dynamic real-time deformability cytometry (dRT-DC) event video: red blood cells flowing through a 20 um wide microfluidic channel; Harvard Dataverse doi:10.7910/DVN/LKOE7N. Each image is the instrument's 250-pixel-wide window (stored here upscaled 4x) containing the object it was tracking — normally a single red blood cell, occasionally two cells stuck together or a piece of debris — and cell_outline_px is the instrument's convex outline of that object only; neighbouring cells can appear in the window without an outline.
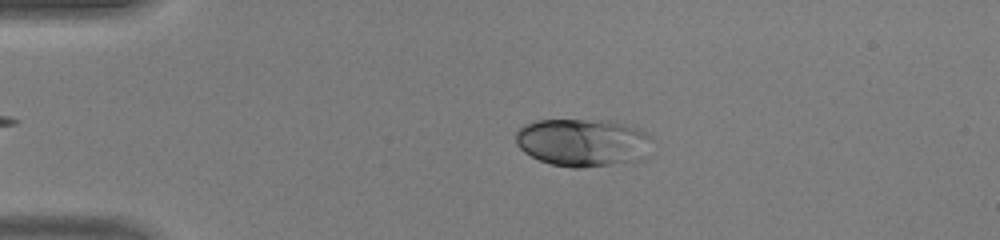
{"species": "human", "species_latin": "Homo sapiens", "temperature_condition": "warm", "stored_images_in_passage": 46, "camera_frame_rate_fps": 3000, "um_per_image_px": 0.085, "donor": {"sex": "male"}, "frame": {"image": 1, "passage_image": 10, "time_ms": 3.0, "image_size_px": [1000, 240], "cell_outline_px": [[652, 140], [644, 160], [580, 168], [572, 168], [552, 164], [540, 160], [524, 152], [516, 144], [516, 132], [524, 124], [536, 120], [608, 120], [640, 128], [648, 132], [652, 136]], "centroid_in_image_um": [49.58, 12.1], "position_along_channel_um": 35.4, "area_um2": 38.38}}
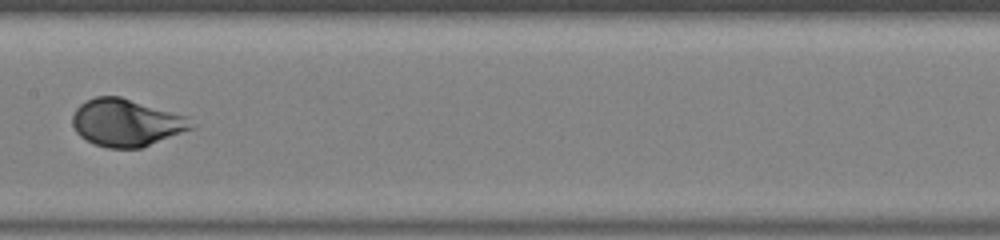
{"frame": {"image": 2, "passage_image": 24, "time_ms": 7.667, "image_size_px": [1000, 240], "cell_outline_px": [[196, 124], [192, 128], [140, 148], [108, 148], [92, 144], [80, 136], [76, 132], [72, 124], [72, 116], [76, 108], [80, 104], [96, 96], [120, 96], [184, 116]], "centroid_in_image_um": [10.67, 10.43], "position_along_channel_um": 196.7, "area_um2": 32.37}}
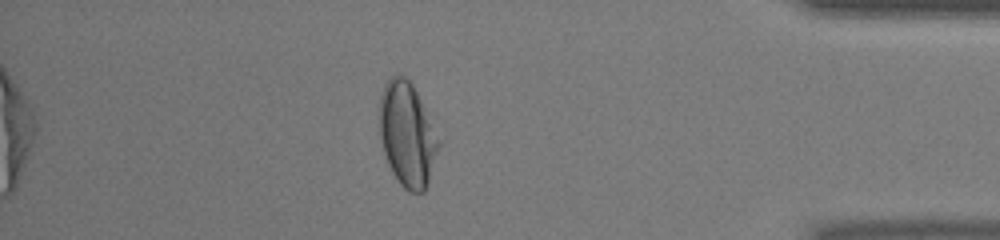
{"frame": {"image": 3, "passage_image": 40, "time_ms": 13.0, "image_size_px": [1000, 240], "cell_outline_px": [[440, 144], [428, 184], [424, 192], [408, 192], [400, 184], [392, 172], [388, 164], [384, 152], [380, 136], [380, 96], [384, 84], [396, 72], [400, 72], [412, 84], [440, 140]], "centroid_in_image_um": [34.61, 11.43], "position_along_channel_um": 400.6, "area_um2": 35.72}, "authors_computed_cell_mechanics": {"area_um2": 35.3447, "velocity_mm_per_s": 4.4674, "shape_relaxation_time_tau1_ms": 1.9539, "shape_relaxation_time_tau2_ms": null, "deformation_change_tau1": 0.1893, "deformation_change_tau2": null}}